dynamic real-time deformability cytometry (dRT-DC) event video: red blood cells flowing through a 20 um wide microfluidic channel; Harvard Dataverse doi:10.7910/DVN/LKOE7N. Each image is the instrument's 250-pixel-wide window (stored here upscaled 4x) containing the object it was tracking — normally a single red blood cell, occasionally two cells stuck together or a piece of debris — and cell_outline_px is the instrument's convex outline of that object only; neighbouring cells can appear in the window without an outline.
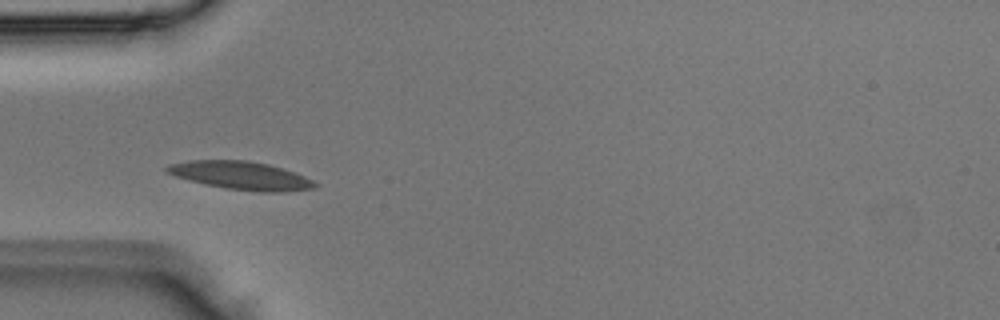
{"species": "Egyptian fruit bat (a non-hibernating species)", "species_latin": "Rousettus aegyptiacus", "temperature_condition": "room temperature", "stored_images_in_passage": 3, "camera_frame_rate_fps": 3000, "um_per_image_px": 0.085, "animal": {"sex": "male"}, "frame": {"image": 1, "passage_image": 3, "time_ms": 0.667, "image_size_px": [1000, 320], "cell_outline_px": [[320, 184], [316, 188], [284, 192], [260, 192], [228, 188], [204, 184], [176, 176], [164, 172], [164, 168], [168, 164], [188, 160], [248, 160], [268, 164], [304, 176]], "centroid_in_image_um": [20.47, 14.92], "position_along_channel_um": 64.5, "area_um2": 24.28}}